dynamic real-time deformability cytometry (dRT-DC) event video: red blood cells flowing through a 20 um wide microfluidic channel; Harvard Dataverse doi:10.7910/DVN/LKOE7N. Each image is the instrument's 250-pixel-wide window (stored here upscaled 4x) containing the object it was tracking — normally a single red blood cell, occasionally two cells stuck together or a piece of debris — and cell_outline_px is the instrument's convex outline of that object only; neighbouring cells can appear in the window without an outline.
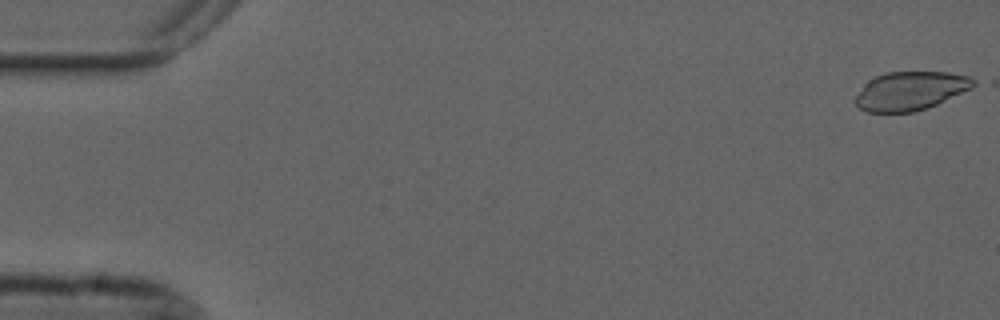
{"species": "common noctule bat (a hibernating species)", "species_latin": "Nyctalus noctula", "temperature_condition": "cold", "stored_images_in_passage": 2, "camera_frame_rate_fps": 3000, "um_per_image_px": 0.085, "animal": {"sex": "male", "forearm_length_mm": 52.5}, "frame": {"image": 1, "passage_image": 1, "time_ms": 0.0, "image_size_px": [1000, 320], "cell_outline_px": [[980, 84], [972, 88], [928, 108], [912, 112], [868, 112], [860, 108], [852, 100], [864, 84], [868, 80], [876, 76], [888, 72], [948, 72], [968, 76], [976, 80]], "centroid_in_image_um": [77.4, 7.72], "position_along_channel_um": 7.6, "area_um2": 26.76}}